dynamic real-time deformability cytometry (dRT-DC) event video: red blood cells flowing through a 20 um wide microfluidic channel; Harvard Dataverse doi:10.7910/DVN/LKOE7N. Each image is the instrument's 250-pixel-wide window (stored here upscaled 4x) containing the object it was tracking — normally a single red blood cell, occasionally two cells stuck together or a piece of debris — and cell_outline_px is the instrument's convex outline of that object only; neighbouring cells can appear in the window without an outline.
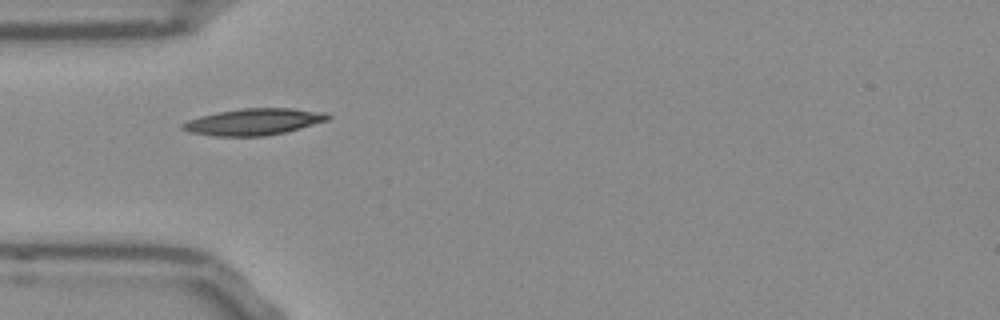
{"species": "Egyptian fruit bat (a non-hibernating species)", "species_latin": "Rousettus aegyptiacus", "temperature_condition": "room temperature", "stored_images_in_passage": 38, "camera_frame_rate_fps": 3000, "um_per_image_px": 0.085, "frame": {"image": 1, "passage_image": 1, "time_ms": 0.0, "image_size_px": [1000, 320], "cell_outline_px": [[332, 116], [328, 120], [300, 128], [284, 132], [264, 136], [212, 136], [188, 132], [180, 128], [180, 124], [188, 120], [200, 116], [216, 112], [240, 108], [292, 108], [328, 112]], "centroid_in_image_um": [21.55, 10.34], "position_along_channel_um": 63.4, "area_um2": 22.72}}
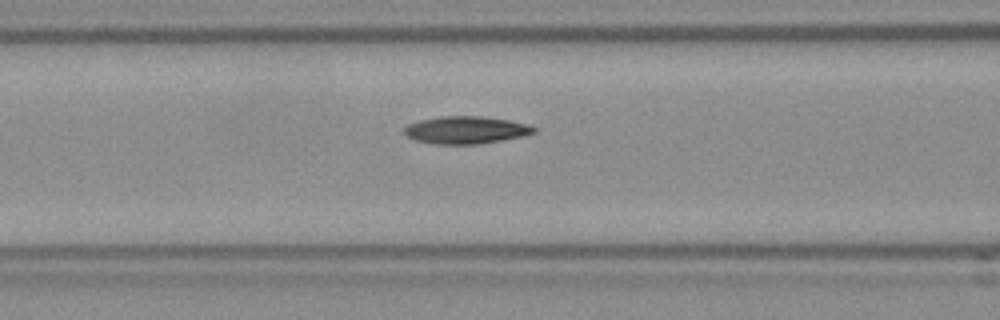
{"frame": {"image": 2, "passage_image": 6, "time_ms": 1.667, "image_size_px": [1000, 320], "cell_outline_px": [[536, 132], [524, 136], [480, 144], [432, 144], [416, 140], [408, 136], [404, 132], [404, 128], [408, 124], [420, 120], [440, 116], [480, 116], [508, 120], [528, 124], [536, 128]], "centroid_in_image_um": [39.61, 11.05], "position_along_channel_um": 127.0, "area_um2": 20.75}}
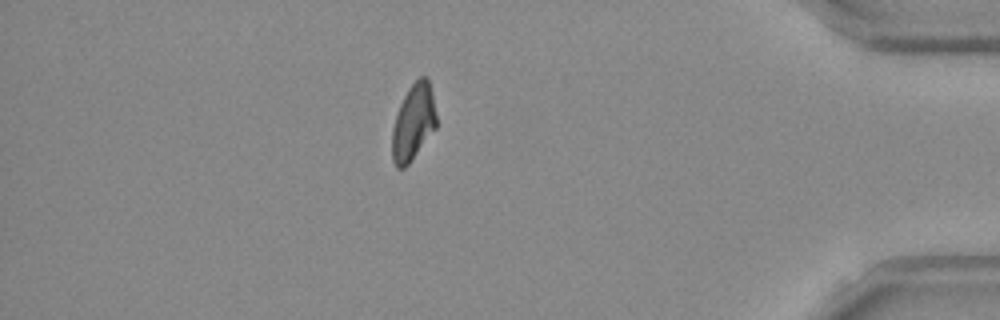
{"frame": {"image": 3, "passage_image": 31, "time_ms": 10.0, "image_size_px": [1000, 320], "cell_outline_px": [[436, 128], [408, 164], [404, 168], [396, 168], [392, 160], [392, 128], [400, 104], [408, 88], [420, 76], [428, 76], [432, 92], [436, 116]], "centroid_in_image_um": [35.13, 10.39], "position_along_channel_um": 400.1, "area_um2": 19.59}, "authors_computed_cell_mechanics": {"area_um2": 20.2589, "velocity_mm_per_s": 3.8017, "shape_relaxation_time_tau1_ms": 6.1295, "shape_relaxation_time_tau2_ms": 7.825, "deformation_change_tau1": 0.1796, "deformation_change_tau2": 0.1331}}